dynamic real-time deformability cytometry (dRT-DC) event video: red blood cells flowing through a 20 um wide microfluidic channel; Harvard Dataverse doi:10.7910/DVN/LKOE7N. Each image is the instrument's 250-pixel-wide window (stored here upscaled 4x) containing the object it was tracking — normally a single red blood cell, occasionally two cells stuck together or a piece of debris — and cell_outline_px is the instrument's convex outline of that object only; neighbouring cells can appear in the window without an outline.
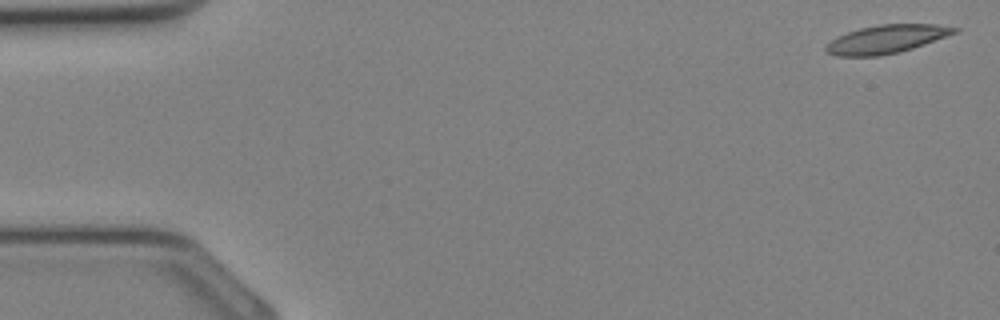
{"species": "Egyptian fruit bat (a non-hibernating species)", "species_latin": "Rousettus aegyptiacus", "temperature_condition": "cold", "stored_images_in_passage": 7, "camera_frame_rate_fps": 3000, "um_per_image_px": 0.085, "animal": {"sex": "female"}, "frame": {"image": 1, "passage_image": 1, "time_ms": 0.0, "image_size_px": [1000, 320], "cell_outline_px": [[960, 28], [956, 32], [924, 44], [900, 52], [880, 56], [836, 56], [828, 52], [824, 48], [836, 36], [860, 28], [880, 24], [936, 24]], "centroid_in_image_um": [75.33, 3.33], "position_along_channel_um": 9.7, "area_um2": 20.98}}